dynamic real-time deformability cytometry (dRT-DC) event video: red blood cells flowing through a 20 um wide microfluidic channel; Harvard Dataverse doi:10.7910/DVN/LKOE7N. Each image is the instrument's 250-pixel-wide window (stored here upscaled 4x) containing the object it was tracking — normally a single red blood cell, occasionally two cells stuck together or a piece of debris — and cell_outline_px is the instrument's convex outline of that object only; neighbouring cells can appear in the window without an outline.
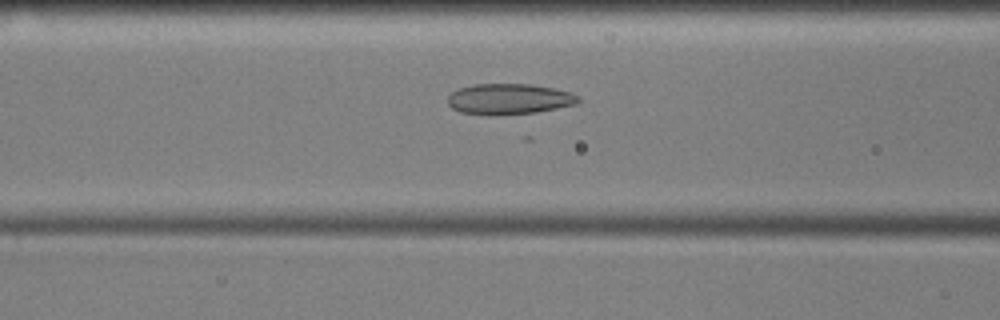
{"species": "common noctule bat (a hibernating species)", "species_latin": "Nyctalus noctula", "temperature_condition": "cold", "stored_images_in_passage": 54, "camera_frame_rate_fps": 3000, "um_per_image_px": 0.085, "animal": {"sex": "male", "body_mass_g": 17.9, "forearm_length_mm": 54.2}, "frame": {"image": 1, "passage_image": 20, "time_ms": 6.333, "image_size_px": [1000, 320], "cell_outline_px": [[580, 100], [576, 104], [536, 112], [496, 116], [488, 116], [460, 112], [452, 108], [448, 104], [448, 96], [452, 92], [460, 88], [472, 84], [528, 84], [552, 88], [568, 92], [580, 96]], "centroid_in_image_um": [43.23, 8.43], "position_along_channel_um": 123.4, "area_um2": 23.47}}
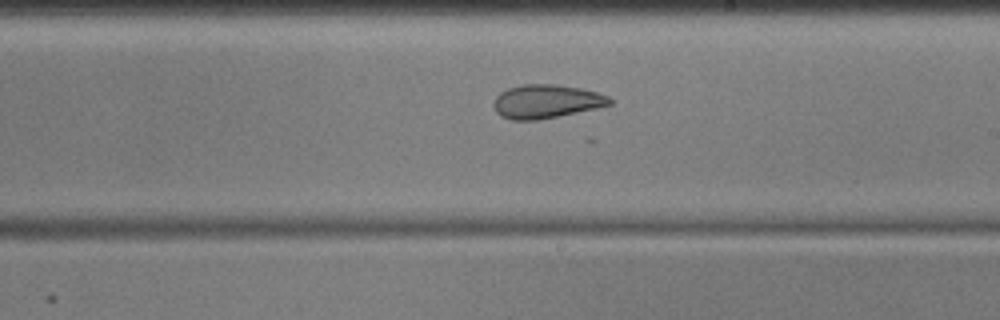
{"frame": {"image": 2, "passage_image": 30, "time_ms": 9.667, "image_size_px": [1000, 320], "cell_outline_px": [[612, 104], [596, 108], [560, 116], [536, 120], [512, 120], [500, 116], [496, 112], [492, 104], [496, 96], [500, 92], [508, 88], [524, 84], [556, 84], [580, 88], [596, 92], [608, 96], [612, 100]], "centroid_in_image_um": [46.4, 8.62], "position_along_channel_um": 242.6, "area_um2": 22.83}}
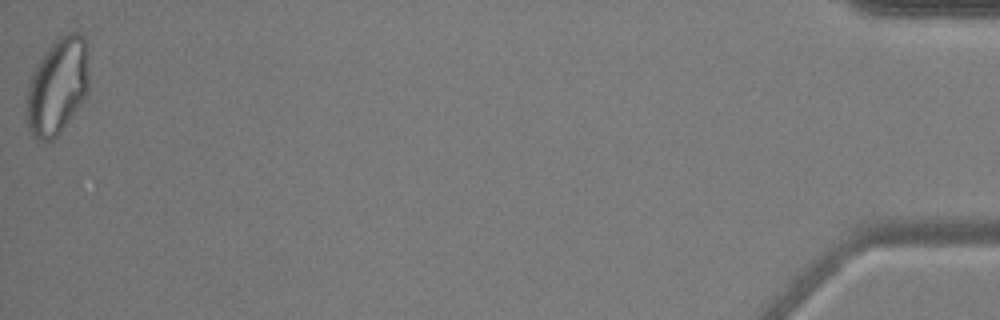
{"frame": {"image": 3, "passage_image": 54, "time_ms": 17.667, "image_size_px": [1000, 320], "cell_outline_px": [[88, 92], [80, 104], [60, 132], [52, 140], [40, 140], [32, 136], [28, 128], [24, 104], [28, 80], [36, 64], [44, 52], [64, 32], [80, 32], [84, 40], [88, 68]], "centroid_in_image_um": [4.83, 7.34], "position_along_channel_um": 430.4, "area_um2": 35.32}, "authors_computed_cell_mechanics": {"area_um2": 26.1256, "velocity_mm_per_s": 3.5778, "shape_relaxation_time_tau1_ms": null, "shape_relaxation_time_tau2_ms": 1.4835, "deformation_change_tau1": null, "deformation_change_tau2": 0.0678}}